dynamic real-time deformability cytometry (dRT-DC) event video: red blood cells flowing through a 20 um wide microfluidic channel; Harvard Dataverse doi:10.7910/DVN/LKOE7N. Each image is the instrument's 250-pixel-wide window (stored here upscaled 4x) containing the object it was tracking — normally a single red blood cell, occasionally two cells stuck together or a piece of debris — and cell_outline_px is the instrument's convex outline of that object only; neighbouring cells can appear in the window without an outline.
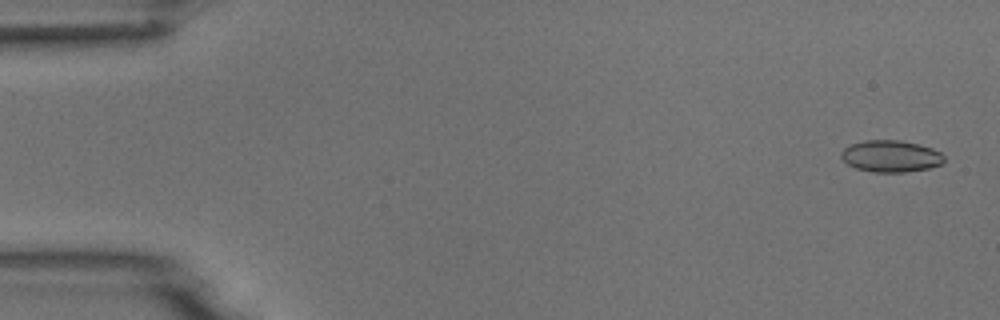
{"species": "common noctule bat (a hibernating species)", "species_latin": "Nyctalus noctula", "temperature_condition": "room temperature", "stored_images_in_passage": 5, "camera_frame_rate_fps": 3000, "um_per_image_px": 0.085, "animal": {"sex": "male", "body_mass_g": 18.8}, "frame": {"image": 1, "passage_image": 1, "time_ms": 0.0, "image_size_px": [1000, 320], "cell_outline_px": [[944, 160], [940, 164], [928, 168], [904, 172], [872, 172], [856, 168], [848, 164], [840, 156], [840, 152], [844, 148], [852, 144], [864, 140], [900, 140], [932, 148], [940, 152], [944, 156]], "centroid_in_image_um": [75.69, 13.27], "position_along_channel_um": 9.3, "area_um2": 18.9}}
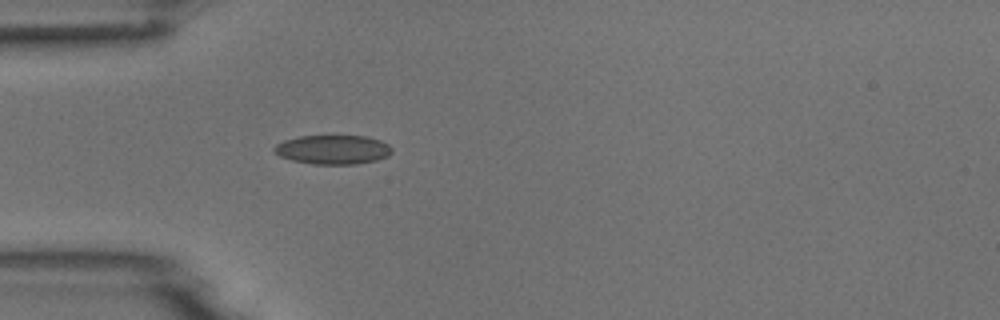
{"frame": {"image": 2, "passage_image": 5, "time_ms": 4.667, "image_size_px": [1000, 320], "cell_outline_px": [[392, 152], [388, 156], [376, 160], [356, 164], [312, 164], [292, 160], [280, 156], [272, 148], [276, 144], [284, 140], [300, 136], [368, 136], [380, 140], [388, 144], [392, 148]], "centroid_in_image_um": [28.31, 12.71], "position_along_channel_um": 56.7, "area_um2": 20.0}}